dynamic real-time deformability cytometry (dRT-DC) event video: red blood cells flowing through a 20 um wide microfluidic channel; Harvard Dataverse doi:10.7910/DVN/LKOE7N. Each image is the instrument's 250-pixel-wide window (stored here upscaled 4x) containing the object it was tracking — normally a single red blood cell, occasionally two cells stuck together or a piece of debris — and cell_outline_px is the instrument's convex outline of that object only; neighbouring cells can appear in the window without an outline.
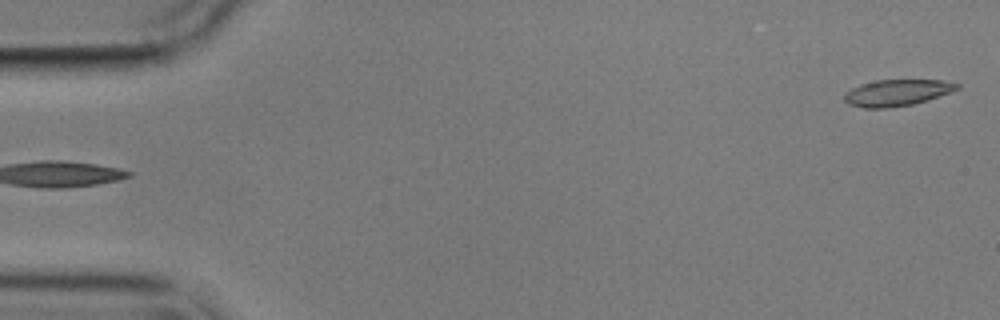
{"species": "common noctule bat (a hibernating species)", "species_latin": "Nyctalus noctula", "temperature_condition": "cold", "stored_images_in_passage": 5, "segment_of_instrument_passage": [2, 2], "camera_frame_rate_fps": 3000, "um_per_image_px": 0.085, "animal": {"sex": "male", "body_mass_g": 17.9}, "frame": {"image": 1, "passage_image": 5, "time_ms": 6.0, "image_size_px": [1000, 320], "cell_outline_px": [[960, 88], [928, 100], [912, 104], [884, 108], [864, 108], [848, 104], [844, 100], [844, 96], [852, 88], [860, 84], [876, 80], [944, 80], [960, 84]], "centroid_in_image_um": [76.25, 7.87], "position_along_channel_um": 8.8, "area_um2": 17.22}}